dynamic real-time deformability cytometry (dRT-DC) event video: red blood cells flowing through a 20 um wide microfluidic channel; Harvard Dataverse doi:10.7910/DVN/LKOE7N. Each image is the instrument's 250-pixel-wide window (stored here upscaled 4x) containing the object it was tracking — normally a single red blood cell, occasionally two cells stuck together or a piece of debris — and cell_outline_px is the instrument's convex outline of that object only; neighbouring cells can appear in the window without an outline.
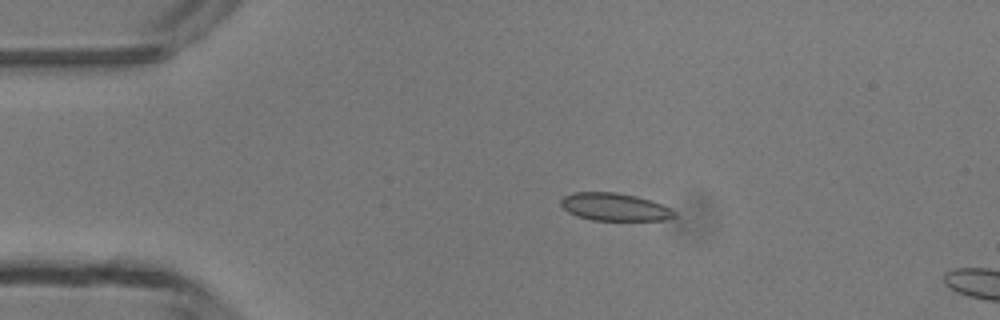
{"species": "common noctule bat (a hibernating species)", "species_latin": "Nyctalus noctula", "temperature_condition": "room temperature", "stored_images_in_passage": 5, "camera_frame_rate_fps": 3000, "um_per_image_px": 0.085, "animal": {"sex": "male", "body_mass_g": 13.3}, "frame": {"image": 1, "passage_image": 3, "time_ms": 2.333, "image_size_px": [1000, 320], "cell_outline_px": [[676, 216], [664, 220], [592, 220], [576, 216], [568, 212], [560, 204], [560, 200], [564, 196], [572, 192], [616, 192], [636, 196], [652, 200], [672, 208], [676, 212]], "centroid_in_image_um": [52.25, 17.59], "position_along_channel_um": 32.7, "area_um2": 18.5}}
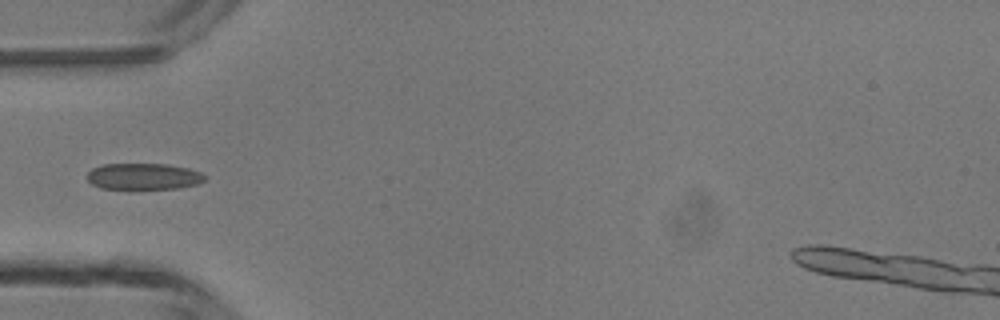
{"frame": {"image": 2, "passage_image": 5, "time_ms": 4.333, "image_size_px": [1000, 320], "cell_outline_px": [[208, 176], [204, 180], [196, 184], [180, 188], [100, 188], [92, 184], [88, 180], [88, 172], [92, 168], [104, 164], [164, 164], [188, 168], [200, 172]], "centroid_in_image_um": [12.21, 14.99], "position_along_channel_um": 72.8, "area_um2": 17.86}}